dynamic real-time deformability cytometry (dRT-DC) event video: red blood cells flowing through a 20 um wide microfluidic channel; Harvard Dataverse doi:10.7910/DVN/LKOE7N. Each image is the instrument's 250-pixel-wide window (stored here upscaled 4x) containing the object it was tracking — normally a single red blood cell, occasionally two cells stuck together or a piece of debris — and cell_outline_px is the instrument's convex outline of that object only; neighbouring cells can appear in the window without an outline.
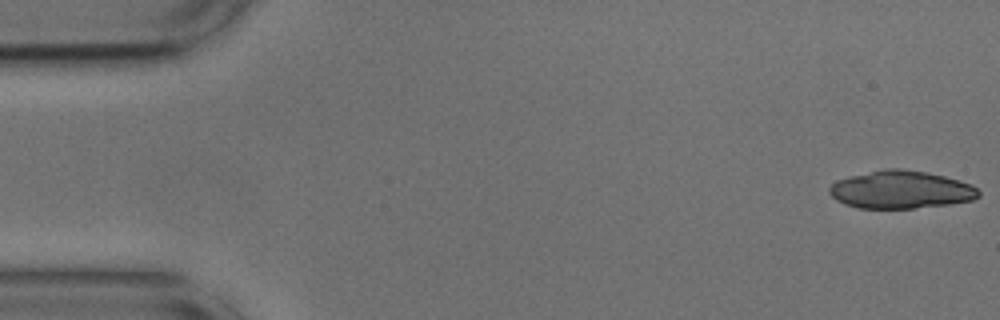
{"species": "common noctule bat (a hibernating species)", "species_latin": "Nyctalus noctula", "temperature_condition": "cold", "stored_images_in_passage": 34, "camera_frame_rate_fps": 3000, "um_per_image_px": 0.085, "animal": {"sex": "male", "body_mass_g": 17.9, "forearm_length_mm": 54.2}, "frame": {"image": 1, "passage_image": 1, "time_ms": 0.0, "image_size_px": [1000, 320], "cell_outline_px": [[980, 196], [972, 200], [948, 204], [912, 208], [860, 208], [844, 204], [836, 200], [828, 192], [828, 188], [836, 180], [848, 176], [884, 168], [900, 168], [924, 172], [944, 176], [960, 180], [972, 184], [980, 192]], "centroid_in_image_um": [76.55, 16.11], "position_along_channel_um": 8.5, "area_um2": 32.95}}